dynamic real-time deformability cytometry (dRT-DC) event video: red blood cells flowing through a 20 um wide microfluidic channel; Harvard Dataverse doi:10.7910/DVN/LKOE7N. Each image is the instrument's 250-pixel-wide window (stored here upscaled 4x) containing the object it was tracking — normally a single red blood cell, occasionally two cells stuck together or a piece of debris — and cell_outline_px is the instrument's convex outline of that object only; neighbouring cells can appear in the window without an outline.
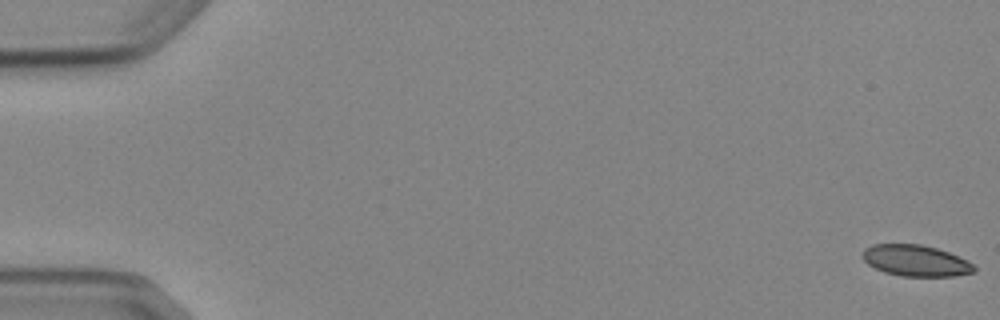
{"species": "Egyptian fruit bat (a non-hibernating species)", "species_latin": "Rousettus aegyptiacus", "temperature_condition": "cold", "stored_images_in_passage": 5, "camera_frame_rate_fps": 3000, "um_per_image_px": 0.085, "animal": {"sex": "female"}, "frame": {"image": 1, "passage_image": 1, "time_ms": 0.0, "image_size_px": [1000, 320], "cell_outline_px": [[976, 272], [952, 276], [900, 276], [884, 272], [868, 264], [860, 256], [864, 248], [872, 244], [920, 244], [936, 248], [948, 252], [968, 260], [976, 268]], "centroid_in_image_um": [77.82, 22.15], "position_along_channel_um": 7.2, "area_um2": 20.4}}
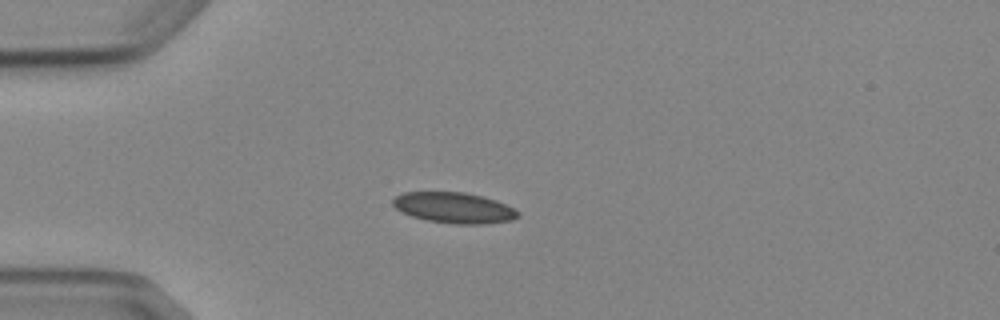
{"frame": {"image": 2, "passage_image": 5, "time_ms": 4.667, "image_size_px": [1000, 320], "cell_outline_px": [[520, 216], [512, 220], [484, 224], [456, 224], [428, 220], [412, 216], [400, 212], [392, 204], [392, 200], [396, 196], [404, 192], [464, 192], [496, 200], [520, 212]], "centroid_in_image_um": [38.58, 17.66], "position_along_channel_um": 46.4, "area_um2": 22.31}}